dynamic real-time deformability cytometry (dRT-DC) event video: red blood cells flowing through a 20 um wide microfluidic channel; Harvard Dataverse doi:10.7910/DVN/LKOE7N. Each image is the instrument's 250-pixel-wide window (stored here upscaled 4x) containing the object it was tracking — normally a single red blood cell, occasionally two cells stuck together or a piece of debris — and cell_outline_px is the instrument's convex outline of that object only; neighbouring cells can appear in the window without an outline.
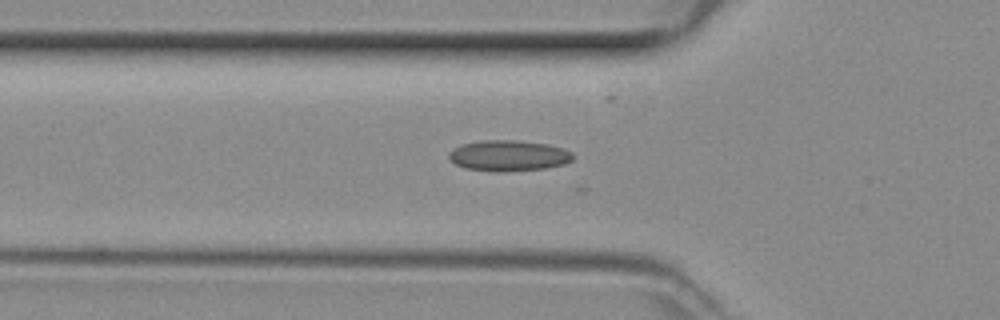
{"species": "common noctule bat (a hibernating species)", "species_latin": "Nyctalus noctula", "temperature_condition": "room temperature", "stored_images_in_passage": 20, "camera_frame_rate_fps": 3000, "um_per_image_px": 0.085, "animal": {"sex": "female", "body_mass_g": 29.2, "forearm_length_mm": 56.3}, "frame": {"image": 1, "passage_image": 8, "time_ms": 2.333, "image_size_px": [1000, 320], "cell_outline_px": [[572, 160], [564, 164], [544, 168], [500, 172], [496, 172], [464, 168], [448, 160], [448, 152], [452, 148], [464, 144], [480, 140], [516, 140], [548, 144], [564, 148], [572, 152]], "centroid_in_image_um": [43.19, 13.23], "position_along_channel_um": 82.6, "area_um2": 22.43}}
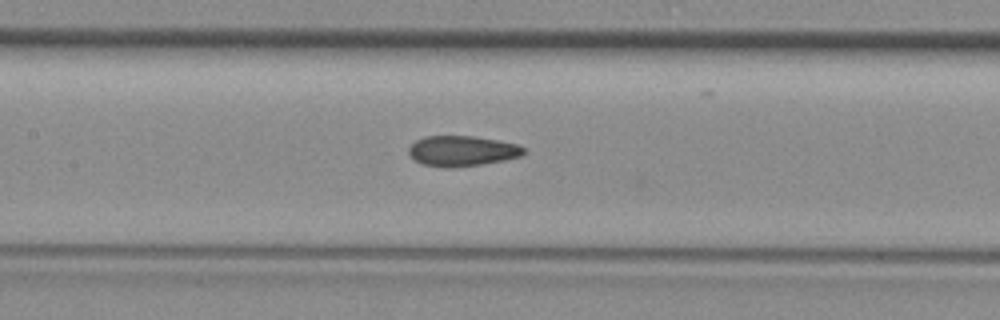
{"frame": {"image": 2, "passage_image": 14, "time_ms": 4.333, "image_size_px": [1000, 320], "cell_outline_px": [[528, 152], [524, 156], [504, 160], [480, 164], [452, 168], [444, 168], [420, 164], [408, 152], [408, 148], [416, 140], [428, 136], [472, 136], [496, 140], [516, 144], [524, 148]], "centroid_in_image_um": [39.29, 12.84], "position_along_channel_um": 168.1, "area_um2": 20.4}}
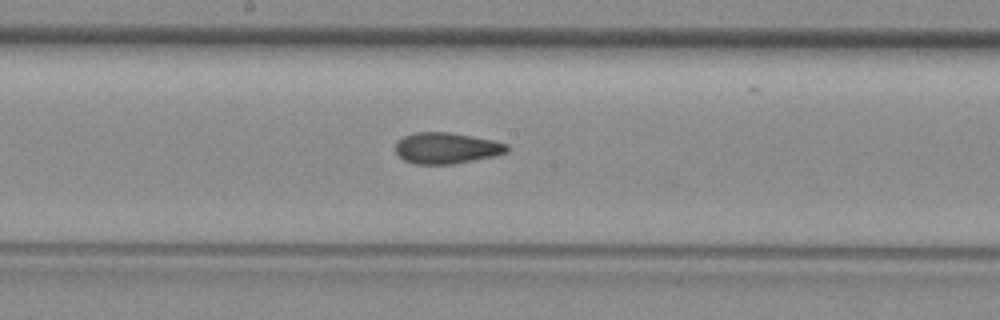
{"frame": {"image": 3, "passage_image": 17, "time_ms": 5.333, "image_size_px": [1000, 320], "cell_outline_px": [[508, 152], [492, 156], [452, 164], [416, 164], [404, 160], [396, 152], [396, 140], [404, 136], [416, 132], [448, 132], [492, 140], [508, 144]], "centroid_in_image_um": [37.92, 12.58], "position_along_channel_um": 210.3, "area_um2": 20.0}}